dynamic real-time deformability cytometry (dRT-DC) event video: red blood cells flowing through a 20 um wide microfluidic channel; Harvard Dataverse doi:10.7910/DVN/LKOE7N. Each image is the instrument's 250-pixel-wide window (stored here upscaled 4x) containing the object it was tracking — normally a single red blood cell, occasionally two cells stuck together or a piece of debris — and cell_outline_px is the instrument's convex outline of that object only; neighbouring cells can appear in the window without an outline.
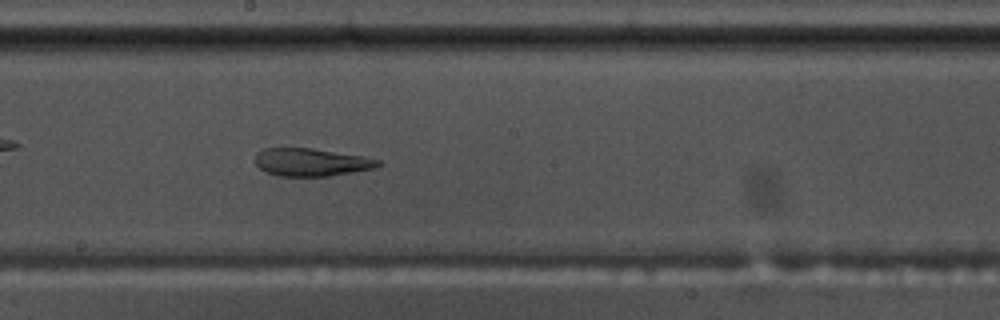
{"species": "common noctule bat (a hibernating species)", "species_latin": "Nyctalus noctula", "temperature_condition": "warm", "stored_images_in_passage": 56, "camera_frame_rate_fps": 3000, "um_per_image_px": 0.085, "animal": {"sex": "male", "body_mass_g": 17.5, "forearm_length_mm": 52.3}, "frame": {"image": 1, "passage_image": 30, "time_ms": 9.667, "image_size_px": [1000, 320], "cell_outline_px": [[384, 164], [376, 168], [328, 176], [280, 176], [264, 172], [256, 164], [256, 152], [264, 148], [312, 148], [364, 156], [380, 160]], "centroid_in_image_um": [26.48, 13.78], "position_along_channel_um": 221.7, "area_um2": 20.06}}
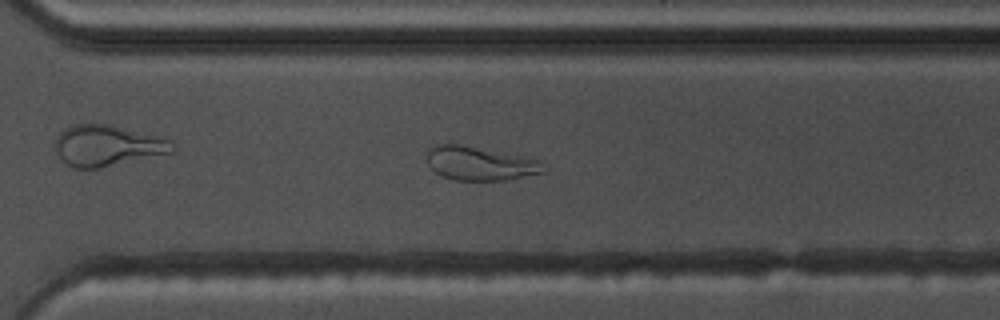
{"frame": {"image": 2, "passage_image": 39, "time_ms": 12.667, "image_size_px": [1000, 320], "cell_outline_px": [[548, 168], [544, 172], [504, 180], [452, 180], [440, 176], [428, 164], [428, 148], [436, 144], [460, 144], [536, 160]], "centroid_in_image_um": [40.73, 13.91], "position_along_channel_um": 329.9, "area_um2": 22.48}}
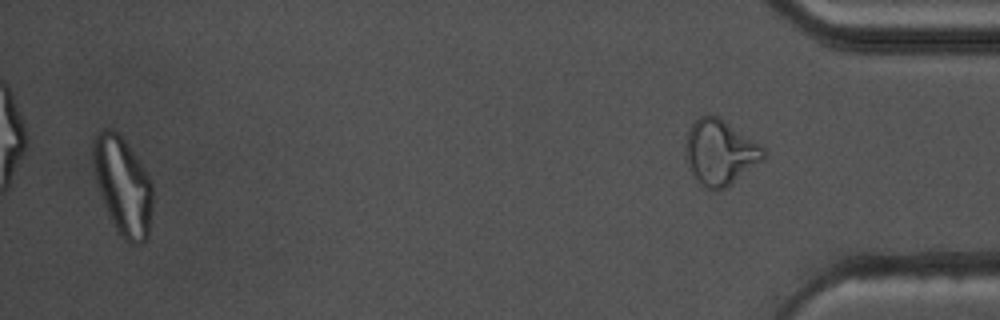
{"frame": {"image": 3, "passage_image": 54, "time_ms": 17.667, "image_size_px": [1000, 320], "cell_outline_px": [[152, 208], [148, 240], [140, 244], [128, 244], [116, 232], [104, 204], [96, 180], [92, 164], [92, 136], [104, 128], [112, 128], [124, 140], [140, 160], [152, 180]], "centroid_in_image_um": [10.44, 15.81], "position_along_channel_um": 424.8, "area_um2": 34.68}}